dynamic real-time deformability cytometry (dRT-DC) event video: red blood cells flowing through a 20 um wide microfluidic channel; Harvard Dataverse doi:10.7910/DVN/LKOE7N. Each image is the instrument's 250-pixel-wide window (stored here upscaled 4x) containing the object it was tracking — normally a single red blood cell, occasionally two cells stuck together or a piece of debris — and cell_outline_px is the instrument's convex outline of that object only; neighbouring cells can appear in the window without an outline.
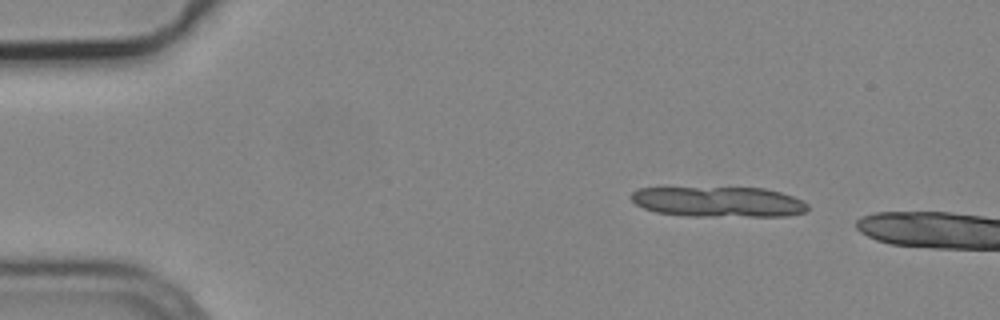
{"species": "common noctule bat (a hibernating species)", "species_latin": "Nyctalus noctula", "temperature_condition": "cold", "stored_images_in_passage": 3, "camera_frame_rate_fps": 3000, "um_per_image_px": 0.085, "animal": {"sex": "male", "body_mass_g": 19.2, "forearm_length_mm": 51.8}, "frame": {"image": 1, "passage_image": 1, "time_ms": 0.0, "image_size_px": [1000, 320], "cell_outline_px": [[808, 212], [788, 216], [684, 216], [656, 212], [644, 208], [636, 204], [628, 196], [632, 192], [640, 188], [764, 188], [780, 192], [804, 200], [808, 204]], "centroid_in_image_um": [61.11, 17.16], "position_along_channel_um": 23.9, "area_um2": 31.39}}